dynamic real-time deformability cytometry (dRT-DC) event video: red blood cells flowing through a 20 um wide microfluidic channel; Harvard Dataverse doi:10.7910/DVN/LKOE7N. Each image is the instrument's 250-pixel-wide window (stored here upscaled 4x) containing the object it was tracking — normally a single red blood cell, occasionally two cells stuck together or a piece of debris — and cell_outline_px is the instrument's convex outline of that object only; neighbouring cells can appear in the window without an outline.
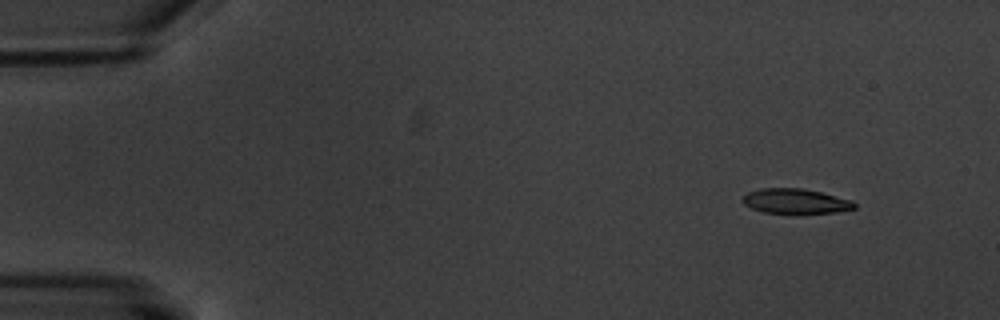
{"species": "common noctule bat (a hibernating species)", "species_latin": "Nyctalus noctula", "temperature_condition": "warm", "stored_images_in_passage": 11, "camera_frame_rate_fps": 3000, "um_per_image_px": 0.085, "animal": {"sex": "male", "body_mass_g": 20.1, "forearm_length_mm": 53.5}, "frame": {"image": 1, "passage_image": 1, "time_ms": 0.0, "image_size_px": [1000, 320], "cell_outline_px": [[856, 208], [836, 212], [792, 216], [764, 212], [752, 208], [744, 204], [740, 200], [748, 192], [760, 188], [804, 188], [852, 200], [856, 204]], "centroid_in_image_um": [67.61, 17.14], "position_along_channel_um": 17.4, "area_um2": 16.94}}
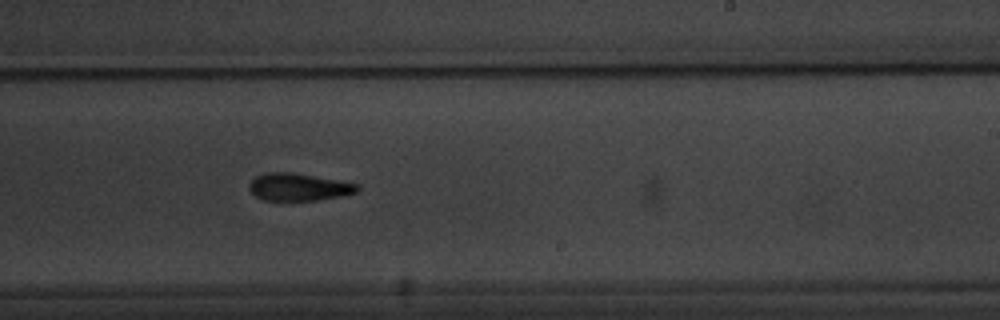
{"frame": {"image": 2, "passage_image": 10, "time_ms": 10.333, "image_size_px": [1000, 320], "cell_outline_px": [[360, 188], [356, 192], [340, 196], [316, 200], [260, 200], [248, 188], [248, 184], [256, 176], [264, 172], [292, 172], [360, 184]], "centroid_in_image_um": [25.36, 15.89], "position_along_channel_um": 263.6, "area_um2": 17.28}}
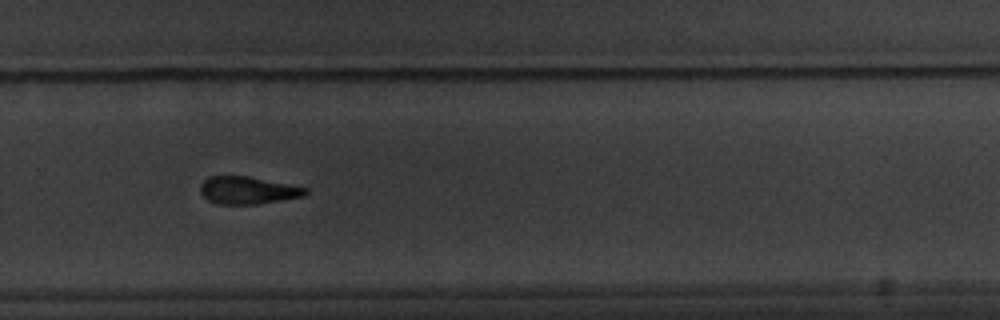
{"frame": {"image": 3, "passage_image": 11, "time_ms": 11.667, "image_size_px": [1000, 320], "cell_outline_px": [[308, 192], [304, 196], [256, 204], [220, 204], [208, 200], [200, 192], [200, 184], [208, 176], [248, 176], [308, 188]], "centroid_in_image_um": [21.04, 16.17], "position_along_channel_um": 308.8, "area_um2": 16.7}}